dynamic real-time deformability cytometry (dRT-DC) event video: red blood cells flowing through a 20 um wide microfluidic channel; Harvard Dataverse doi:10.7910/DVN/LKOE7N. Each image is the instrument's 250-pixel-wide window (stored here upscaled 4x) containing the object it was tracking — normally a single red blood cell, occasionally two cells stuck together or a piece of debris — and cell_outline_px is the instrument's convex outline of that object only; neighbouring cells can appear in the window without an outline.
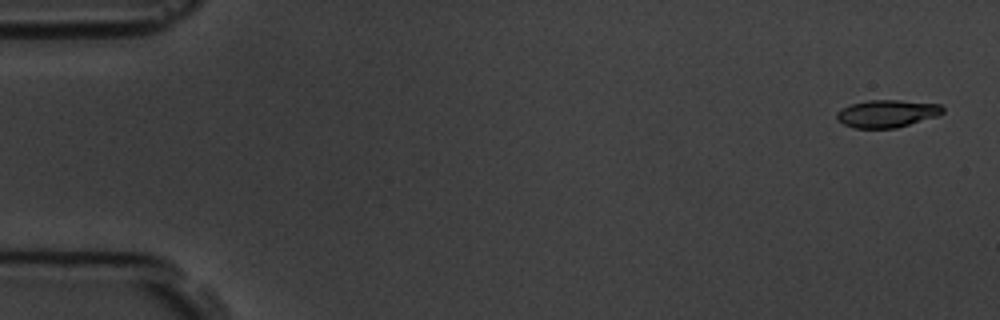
{"species": "common noctule bat (a hibernating species)", "species_latin": "Nyctalus noctula", "temperature_condition": "room temperature", "stored_images_in_passage": 4, "camera_frame_rate_fps": 3000, "um_per_image_px": 0.085, "animal": {"sex": "male", "body_mass_g": 19.5, "forearm_length_mm": 54.6}, "frame": {"image": 1, "passage_image": 1, "time_ms": 0.0, "image_size_px": [1000, 320], "cell_outline_px": [[944, 112], [936, 116], [896, 128], [856, 128], [844, 124], [836, 120], [836, 112], [852, 104], [868, 100], [900, 100], [940, 104], [944, 108]], "centroid_in_image_um": [75.39, 9.65], "position_along_channel_um": 9.6, "area_um2": 16.88}}
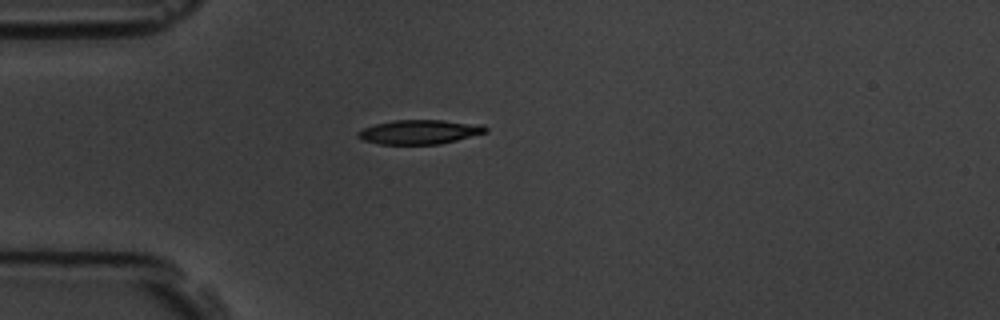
{"frame": {"image": 2, "passage_image": 4, "time_ms": 4.333, "image_size_px": [1000, 320], "cell_outline_px": [[488, 132], [440, 144], [380, 144], [360, 140], [356, 136], [356, 132], [364, 128], [376, 124], [392, 120], [444, 120], [484, 124], [488, 128]], "centroid_in_image_um": [35.67, 11.21], "position_along_channel_um": 49.3, "area_um2": 18.26}}